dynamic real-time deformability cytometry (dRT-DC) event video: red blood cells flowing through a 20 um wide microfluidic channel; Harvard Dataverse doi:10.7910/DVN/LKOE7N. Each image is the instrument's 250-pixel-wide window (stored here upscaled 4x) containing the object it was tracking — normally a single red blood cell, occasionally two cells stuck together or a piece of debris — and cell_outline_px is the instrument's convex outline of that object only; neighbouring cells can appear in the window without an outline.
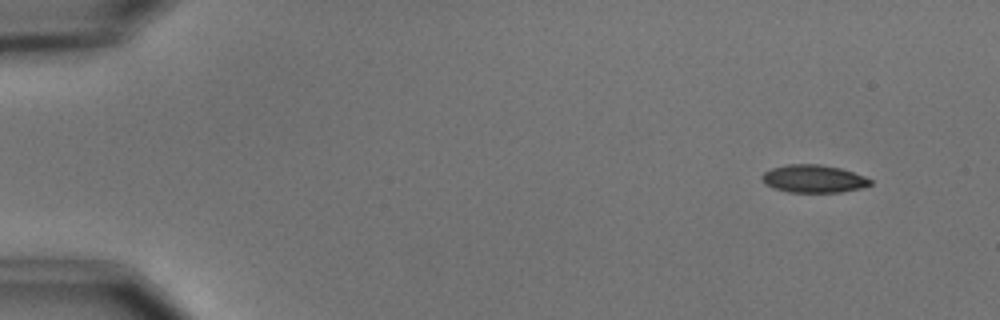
{"species": "common noctule bat (a hibernating species)", "species_latin": "Nyctalus noctula", "temperature_condition": "cold", "stored_images_in_passage": 5, "camera_frame_rate_fps": 3000, "um_per_image_px": 0.085, "animal": {"sex": "male", "body_mass_g": 15.6}, "frame": {"image": 1, "passage_image": 1, "time_ms": 0.0, "image_size_px": [1000, 320], "cell_outline_px": [[872, 184], [860, 188], [840, 192], [788, 192], [764, 184], [760, 176], [764, 172], [772, 168], [788, 164], [820, 164], [840, 168], [864, 176], [872, 180]], "centroid_in_image_um": [69.13, 15.19], "position_along_channel_um": 15.9, "area_um2": 17.46}}
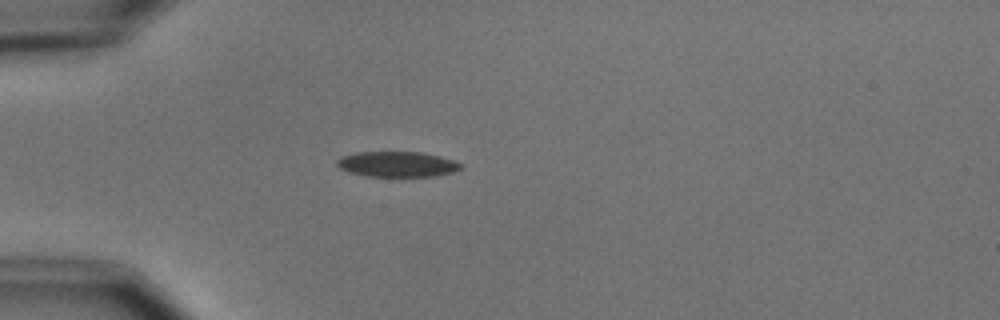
{"frame": {"image": 2, "passage_image": 4, "time_ms": 3.667, "image_size_px": [1000, 320], "cell_outline_px": [[464, 164], [460, 168], [452, 172], [436, 176], [364, 176], [348, 172], [340, 168], [336, 164], [336, 160], [340, 156], [356, 152], [420, 152], [440, 156]], "centroid_in_image_um": [33.72, 13.95], "position_along_channel_um": 51.3, "area_um2": 18.38}}